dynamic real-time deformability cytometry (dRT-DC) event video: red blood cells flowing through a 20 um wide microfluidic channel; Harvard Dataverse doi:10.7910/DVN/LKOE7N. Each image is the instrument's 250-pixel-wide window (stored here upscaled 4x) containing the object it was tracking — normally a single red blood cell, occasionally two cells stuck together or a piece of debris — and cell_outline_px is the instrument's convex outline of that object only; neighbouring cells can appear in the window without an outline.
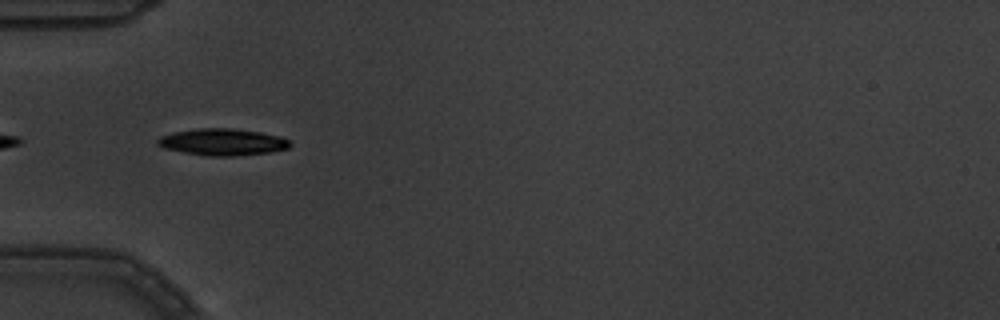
{"species": "common noctule bat (a hibernating species)", "species_latin": "Nyctalus noctula", "temperature_condition": "warm", "stored_images_in_passage": 13, "camera_frame_rate_fps": 3000, "um_per_image_px": 0.085, "animal": {"sex": "male", "body_mass_g": 19.5, "forearm_length_mm": 54.6}, "frame": {"image": 1, "passage_image": 4, "time_ms": 1.0, "image_size_px": [1000, 320], "cell_outline_px": [[292, 144], [288, 148], [268, 152], [232, 156], [212, 156], [184, 152], [164, 148], [156, 144], [156, 140], [160, 136], [172, 132], [200, 128], [232, 128], [260, 132], [280, 136], [288, 140]], "centroid_in_image_um": [18.89, 12.06], "position_along_channel_um": 66.1, "area_um2": 20.52}}
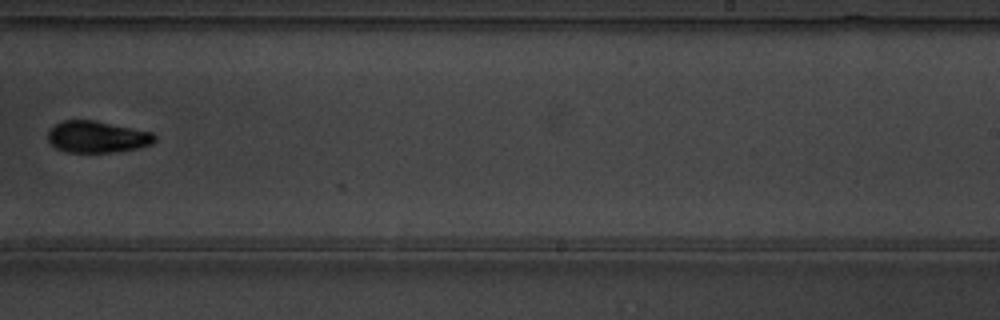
{"frame": {"image": 2, "passage_image": 9, "time_ms": 2.667, "image_size_px": [1000, 320], "cell_outline_px": [[156, 140], [152, 144], [136, 148], [112, 152], [68, 152], [56, 148], [48, 140], [48, 132], [56, 124], [64, 120], [92, 120], [152, 132], [156, 136]], "centroid_in_image_um": [8.26, 11.63], "position_along_channel_um": 280.7, "area_um2": 19.42}}
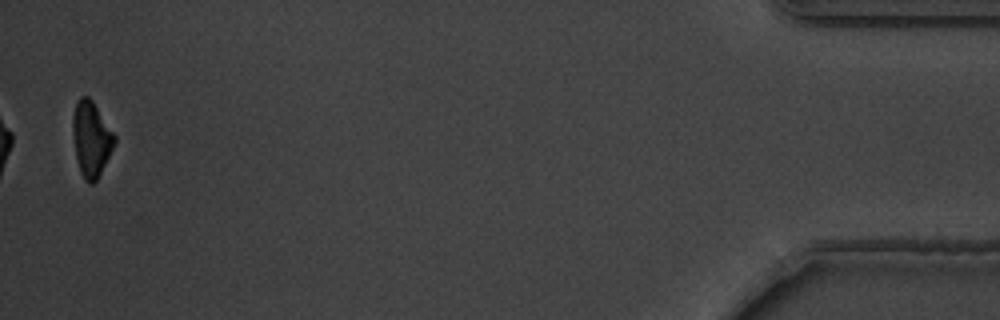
{"frame": {"image": 3, "passage_image": 13, "time_ms": 4.0, "image_size_px": [1000, 320], "cell_outline_px": [[116, 140], [96, 180], [92, 184], [88, 184], [84, 180], [80, 172], [76, 156], [72, 132], [72, 116], [76, 104], [80, 96], [88, 96], [92, 100], [116, 136]], "centroid_in_image_um": [7.73, 11.79], "position_along_channel_um": 427.5, "area_um2": 18.03}}